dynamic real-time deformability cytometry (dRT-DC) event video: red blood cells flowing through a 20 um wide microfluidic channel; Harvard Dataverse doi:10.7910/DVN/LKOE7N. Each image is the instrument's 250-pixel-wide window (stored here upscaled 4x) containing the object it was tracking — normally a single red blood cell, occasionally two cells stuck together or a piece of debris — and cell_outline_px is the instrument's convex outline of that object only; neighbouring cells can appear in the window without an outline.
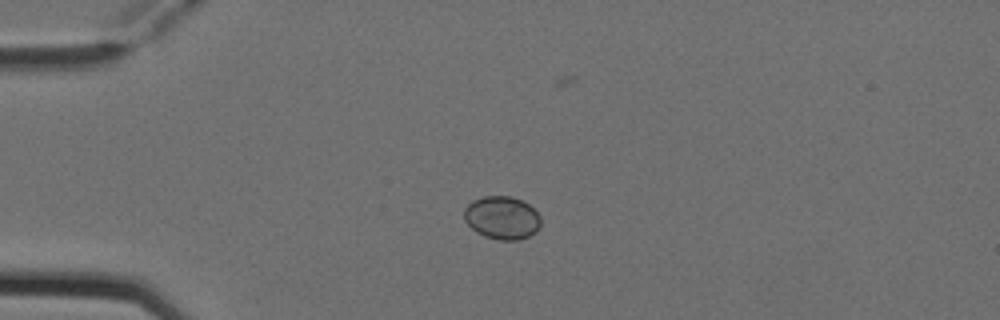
{"species": "Egyptian fruit bat (a non-hibernating species)", "species_latin": "Rousettus aegyptiacus", "temperature_condition": "cold", "stored_images_in_passage": 4, "camera_frame_rate_fps": 3000, "um_per_image_px": 0.085, "animal": {"sex": "female"}, "frame": {"image": 1, "passage_image": 3, "time_ms": 0.667, "image_size_px": [1000, 320], "cell_outline_px": [[540, 224], [536, 232], [528, 236], [516, 240], [500, 240], [484, 236], [476, 232], [464, 220], [464, 208], [472, 200], [484, 196], [512, 196], [528, 204], [540, 216]], "centroid_in_image_um": [42.65, 18.5], "position_along_channel_um": 42.4, "area_um2": 19.19}}